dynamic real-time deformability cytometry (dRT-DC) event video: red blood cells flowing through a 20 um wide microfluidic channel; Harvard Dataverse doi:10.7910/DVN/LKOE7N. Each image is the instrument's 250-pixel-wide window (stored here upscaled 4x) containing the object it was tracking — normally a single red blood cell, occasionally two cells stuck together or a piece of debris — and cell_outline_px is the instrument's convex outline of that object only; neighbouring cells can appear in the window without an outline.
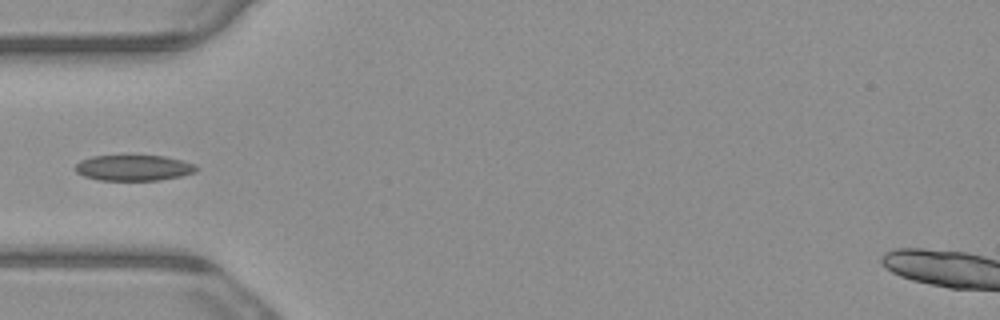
{"species": "common noctule bat (a hibernating species)", "species_latin": "Nyctalus noctula", "temperature_condition": "warm", "stored_images_in_passage": 6, "camera_frame_rate_fps": 3000, "um_per_image_px": 0.085, "animal": {"sex": "male", "body_mass_g": 23.1, "forearm_length_mm": 52.7}, "frame": {"image": 1, "passage_image": 6, "time_ms": 1.667, "image_size_px": [1000, 320], "cell_outline_px": [[200, 168], [196, 172], [180, 176], [160, 180], [100, 180], [84, 176], [76, 172], [72, 168], [80, 160], [92, 156], [164, 156], [196, 164]], "centroid_in_image_um": [11.36, 14.27], "position_along_channel_um": 73.6, "area_um2": 18.21}}